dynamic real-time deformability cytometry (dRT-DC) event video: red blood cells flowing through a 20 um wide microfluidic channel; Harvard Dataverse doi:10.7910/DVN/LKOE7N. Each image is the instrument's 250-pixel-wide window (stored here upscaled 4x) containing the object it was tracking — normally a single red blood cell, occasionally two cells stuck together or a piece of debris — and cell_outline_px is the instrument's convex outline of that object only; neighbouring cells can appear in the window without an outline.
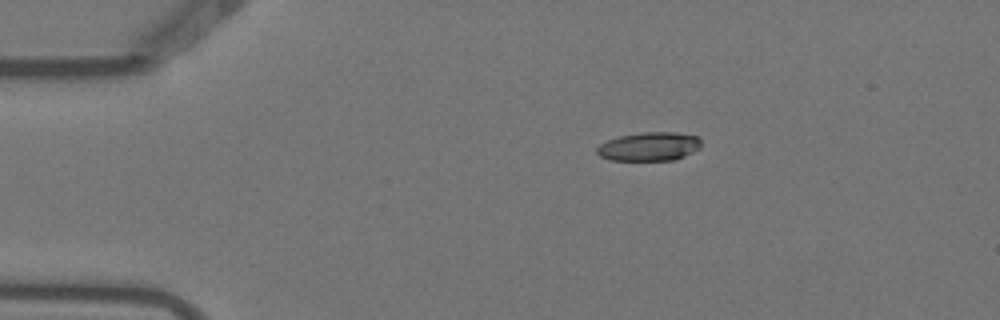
{"species": "Egyptian fruit bat (a non-hibernating species)", "species_latin": "Rousettus aegyptiacus", "temperature_condition": "warm", "stored_images_in_passage": 2, "camera_frame_rate_fps": 3000, "um_per_image_px": 0.085, "animal": {"sex": "female"}, "frame": {"image": 1, "passage_image": 2, "time_ms": 0.333, "image_size_px": [1000, 320], "cell_outline_px": [[700, 148], [676, 160], [608, 160], [600, 156], [596, 152], [596, 148], [600, 144], [608, 140], [620, 136], [640, 132], [676, 132], [700, 136]], "centroid_in_image_um": [55.19, 12.45], "position_along_channel_um": 29.8, "area_um2": 17.57}}